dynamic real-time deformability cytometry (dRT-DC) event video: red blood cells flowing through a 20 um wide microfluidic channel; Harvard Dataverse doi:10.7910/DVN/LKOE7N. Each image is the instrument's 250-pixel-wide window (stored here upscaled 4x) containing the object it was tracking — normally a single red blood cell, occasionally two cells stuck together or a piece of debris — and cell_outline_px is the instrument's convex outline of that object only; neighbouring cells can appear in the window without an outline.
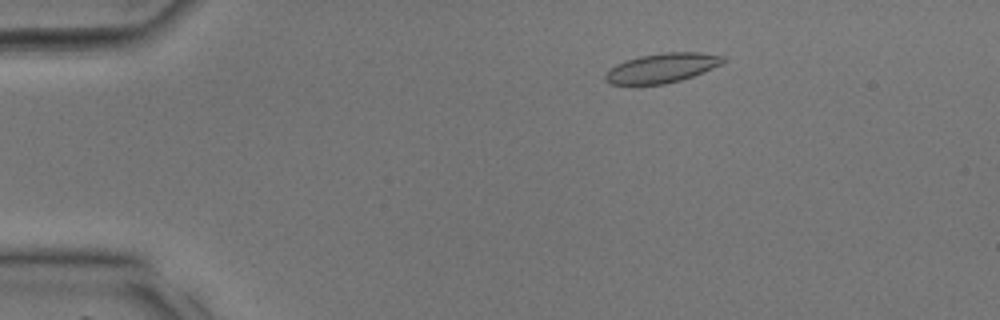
{"species": "common noctule bat (a hibernating species)", "species_latin": "Nyctalus noctula", "temperature_condition": "room temperature", "stored_images_in_passage": 37, "camera_frame_rate_fps": 3000, "um_per_image_px": 0.085, "animal": {"sex": "male", "body_mass_g": 17.9, "forearm_length_mm": 54.2}, "frame": {"image": 1, "passage_image": 7, "time_ms": 2.0, "image_size_px": [1000, 320], "cell_outline_px": [[728, 60], [724, 64], [692, 76], [680, 80], [664, 84], [612, 84], [604, 80], [604, 72], [616, 64], [624, 60], [640, 56], [664, 52], [700, 52], [724, 56]], "centroid_in_image_um": [56.28, 5.76], "position_along_channel_um": 28.7, "area_um2": 20.4}}
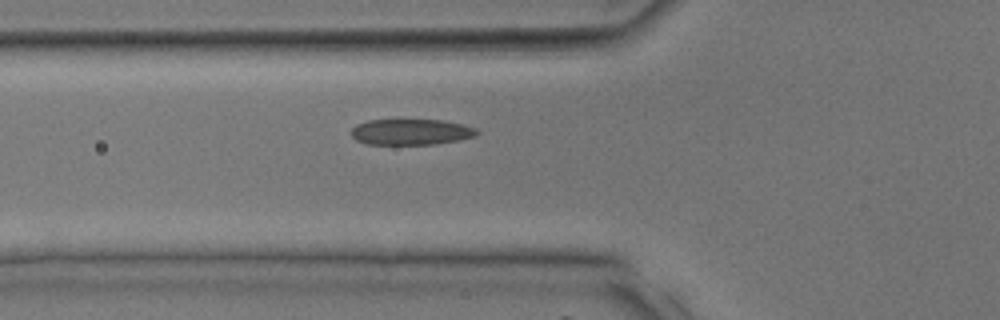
{"frame": {"image": 2, "passage_image": 14, "time_ms": 4.333, "image_size_px": [1000, 320], "cell_outline_px": [[480, 132], [476, 136], [460, 140], [436, 144], [368, 144], [356, 140], [352, 136], [352, 128], [356, 124], [368, 120], [444, 120], [476, 128]], "centroid_in_image_um": [34.96, 11.21], "position_along_channel_um": 90.8, "area_um2": 18.96}}
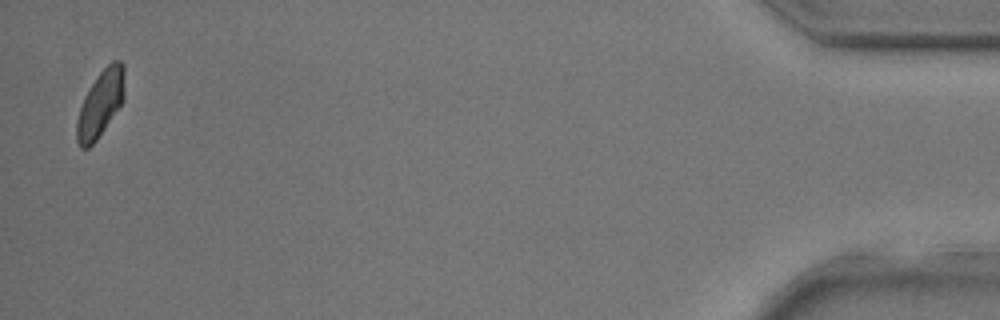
{"frame": {"image": 3, "passage_image": 37, "time_ms": 12.0, "image_size_px": [1000, 320], "cell_outline_px": [[124, 100], [96, 140], [88, 148], [80, 148], [76, 140], [76, 120], [84, 96], [100, 72], [112, 60], [120, 60], [124, 64]], "centroid_in_image_um": [8.53, 8.81], "position_along_channel_um": 426.7, "area_um2": 18.38}}